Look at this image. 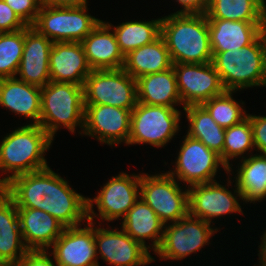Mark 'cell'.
Returning a JSON list of instances; mask_svg holds the SVG:
<instances>
[{
  "label": "cell",
  "instance_id": "cell-7",
  "mask_svg": "<svg viewBox=\"0 0 266 266\" xmlns=\"http://www.w3.org/2000/svg\"><path fill=\"white\" fill-rule=\"evenodd\" d=\"M87 14V6L51 7L43 5L32 25L54 42H81L100 22Z\"/></svg>",
  "mask_w": 266,
  "mask_h": 266
},
{
  "label": "cell",
  "instance_id": "cell-16",
  "mask_svg": "<svg viewBox=\"0 0 266 266\" xmlns=\"http://www.w3.org/2000/svg\"><path fill=\"white\" fill-rule=\"evenodd\" d=\"M85 228H64L53 243V258L59 266H99L94 239V223L88 221Z\"/></svg>",
  "mask_w": 266,
  "mask_h": 266
},
{
  "label": "cell",
  "instance_id": "cell-27",
  "mask_svg": "<svg viewBox=\"0 0 266 266\" xmlns=\"http://www.w3.org/2000/svg\"><path fill=\"white\" fill-rule=\"evenodd\" d=\"M173 67L163 37L139 47L124 56L123 70L137 79L147 74L160 73Z\"/></svg>",
  "mask_w": 266,
  "mask_h": 266
},
{
  "label": "cell",
  "instance_id": "cell-41",
  "mask_svg": "<svg viewBox=\"0 0 266 266\" xmlns=\"http://www.w3.org/2000/svg\"><path fill=\"white\" fill-rule=\"evenodd\" d=\"M262 242L259 245L260 250L258 251L259 253V258H260V266H266V231L264 232V234L261 237Z\"/></svg>",
  "mask_w": 266,
  "mask_h": 266
},
{
  "label": "cell",
  "instance_id": "cell-5",
  "mask_svg": "<svg viewBox=\"0 0 266 266\" xmlns=\"http://www.w3.org/2000/svg\"><path fill=\"white\" fill-rule=\"evenodd\" d=\"M84 113L82 85L50 81L41 88L39 125L53 140L61 125L72 133L77 125L83 129Z\"/></svg>",
  "mask_w": 266,
  "mask_h": 266
},
{
  "label": "cell",
  "instance_id": "cell-6",
  "mask_svg": "<svg viewBox=\"0 0 266 266\" xmlns=\"http://www.w3.org/2000/svg\"><path fill=\"white\" fill-rule=\"evenodd\" d=\"M84 105H109L132 111L137 103V82L121 69L92 70L83 84Z\"/></svg>",
  "mask_w": 266,
  "mask_h": 266
},
{
  "label": "cell",
  "instance_id": "cell-3",
  "mask_svg": "<svg viewBox=\"0 0 266 266\" xmlns=\"http://www.w3.org/2000/svg\"><path fill=\"white\" fill-rule=\"evenodd\" d=\"M52 141L40 125L27 124L7 134L0 144V170L12 174L0 179V188L18 175L49 167L43 155Z\"/></svg>",
  "mask_w": 266,
  "mask_h": 266
},
{
  "label": "cell",
  "instance_id": "cell-32",
  "mask_svg": "<svg viewBox=\"0 0 266 266\" xmlns=\"http://www.w3.org/2000/svg\"><path fill=\"white\" fill-rule=\"evenodd\" d=\"M232 93L235 91H225L201 104L215 122L223 128L237 125L247 118L246 111L232 98Z\"/></svg>",
  "mask_w": 266,
  "mask_h": 266
},
{
  "label": "cell",
  "instance_id": "cell-30",
  "mask_svg": "<svg viewBox=\"0 0 266 266\" xmlns=\"http://www.w3.org/2000/svg\"><path fill=\"white\" fill-rule=\"evenodd\" d=\"M264 0H209L207 19L266 23Z\"/></svg>",
  "mask_w": 266,
  "mask_h": 266
},
{
  "label": "cell",
  "instance_id": "cell-15",
  "mask_svg": "<svg viewBox=\"0 0 266 266\" xmlns=\"http://www.w3.org/2000/svg\"><path fill=\"white\" fill-rule=\"evenodd\" d=\"M94 239L101 259L112 266H144L155 261L149 250L123 229L95 227Z\"/></svg>",
  "mask_w": 266,
  "mask_h": 266
},
{
  "label": "cell",
  "instance_id": "cell-19",
  "mask_svg": "<svg viewBox=\"0 0 266 266\" xmlns=\"http://www.w3.org/2000/svg\"><path fill=\"white\" fill-rule=\"evenodd\" d=\"M92 72L81 42H54L49 54L50 80L82 85Z\"/></svg>",
  "mask_w": 266,
  "mask_h": 266
},
{
  "label": "cell",
  "instance_id": "cell-26",
  "mask_svg": "<svg viewBox=\"0 0 266 266\" xmlns=\"http://www.w3.org/2000/svg\"><path fill=\"white\" fill-rule=\"evenodd\" d=\"M136 82L138 102L170 108H175L179 103L182 105L173 67L139 77Z\"/></svg>",
  "mask_w": 266,
  "mask_h": 266
},
{
  "label": "cell",
  "instance_id": "cell-33",
  "mask_svg": "<svg viewBox=\"0 0 266 266\" xmlns=\"http://www.w3.org/2000/svg\"><path fill=\"white\" fill-rule=\"evenodd\" d=\"M23 47L24 29L0 33V79L16 77Z\"/></svg>",
  "mask_w": 266,
  "mask_h": 266
},
{
  "label": "cell",
  "instance_id": "cell-12",
  "mask_svg": "<svg viewBox=\"0 0 266 266\" xmlns=\"http://www.w3.org/2000/svg\"><path fill=\"white\" fill-rule=\"evenodd\" d=\"M175 165V170L168 173L174 178L177 176L178 181L189 184L188 187L216 181L214 177L219 165L229 174V169L221 161L220 155L189 135L185 136Z\"/></svg>",
  "mask_w": 266,
  "mask_h": 266
},
{
  "label": "cell",
  "instance_id": "cell-25",
  "mask_svg": "<svg viewBox=\"0 0 266 266\" xmlns=\"http://www.w3.org/2000/svg\"><path fill=\"white\" fill-rule=\"evenodd\" d=\"M122 229L135 241L140 242L148 250L145 239H152L155 252L163 239L165 224L159 219L154 210L141 198L133 205L123 218Z\"/></svg>",
  "mask_w": 266,
  "mask_h": 266
},
{
  "label": "cell",
  "instance_id": "cell-23",
  "mask_svg": "<svg viewBox=\"0 0 266 266\" xmlns=\"http://www.w3.org/2000/svg\"><path fill=\"white\" fill-rule=\"evenodd\" d=\"M207 20L212 52L241 49L251 44L266 30V23H250L224 19Z\"/></svg>",
  "mask_w": 266,
  "mask_h": 266
},
{
  "label": "cell",
  "instance_id": "cell-37",
  "mask_svg": "<svg viewBox=\"0 0 266 266\" xmlns=\"http://www.w3.org/2000/svg\"><path fill=\"white\" fill-rule=\"evenodd\" d=\"M247 118L252 126L255 150L258 149L260 154L266 155V116L247 114Z\"/></svg>",
  "mask_w": 266,
  "mask_h": 266
},
{
  "label": "cell",
  "instance_id": "cell-1",
  "mask_svg": "<svg viewBox=\"0 0 266 266\" xmlns=\"http://www.w3.org/2000/svg\"><path fill=\"white\" fill-rule=\"evenodd\" d=\"M2 189L17 208H33L49 213L65 228L88 219V197L75 192L50 167L18 175Z\"/></svg>",
  "mask_w": 266,
  "mask_h": 266
},
{
  "label": "cell",
  "instance_id": "cell-4",
  "mask_svg": "<svg viewBox=\"0 0 266 266\" xmlns=\"http://www.w3.org/2000/svg\"><path fill=\"white\" fill-rule=\"evenodd\" d=\"M212 55L226 91L266 86V30L241 49L212 52Z\"/></svg>",
  "mask_w": 266,
  "mask_h": 266
},
{
  "label": "cell",
  "instance_id": "cell-21",
  "mask_svg": "<svg viewBox=\"0 0 266 266\" xmlns=\"http://www.w3.org/2000/svg\"><path fill=\"white\" fill-rule=\"evenodd\" d=\"M17 210L22 238L29 250H48L65 228L55 217L42 210Z\"/></svg>",
  "mask_w": 266,
  "mask_h": 266
},
{
  "label": "cell",
  "instance_id": "cell-17",
  "mask_svg": "<svg viewBox=\"0 0 266 266\" xmlns=\"http://www.w3.org/2000/svg\"><path fill=\"white\" fill-rule=\"evenodd\" d=\"M236 197L217 181L192 185L188 187L189 214L211 224L214 217L243 213Z\"/></svg>",
  "mask_w": 266,
  "mask_h": 266
},
{
  "label": "cell",
  "instance_id": "cell-40",
  "mask_svg": "<svg viewBox=\"0 0 266 266\" xmlns=\"http://www.w3.org/2000/svg\"><path fill=\"white\" fill-rule=\"evenodd\" d=\"M42 4L51 7H80L87 5V0H42Z\"/></svg>",
  "mask_w": 266,
  "mask_h": 266
},
{
  "label": "cell",
  "instance_id": "cell-2",
  "mask_svg": "<svg viewBox=\"0 0 266 266\" xmlns=\"http://www.w3.org/2000/svg\"><path fill=\"white\" fill-rule=\"evenodd\" d=\"M161 19V36L173 64L212 62L206 14L173 13Z\"/></svg>",
  "mask_w": 266,
  "mask_h": 266
},
{
  "label": "cell",
  "instance_id": "cell-31",
  "mask_svg": "<svg viewBox=\"0 0 266 266\" xmlns=\"http://www.w3.org/2000/svg\"><path fill=\"white\" fill-rule=\"evenodd\" d=\"M161 20L159 18L147 22L136 20L123 22L114 28L106 23L114 32L121 53L126 56L129 52L152 43L161 35Z\"/></svg>",
  "mask_w": 266,
  "mask_h": 266
},
{
  "label": "cell",
  "instance_id": "cell-20",
  "mask_svg": "<svg viewBox=\"0 0 266 266\" xmlns=\"http://www.w3.org/2000/svg\"><path fill=\"white\" fill-rule=\"evenodd\" d=\"M28 251L22 238L17 207L0 188V264L17 266Z\"/></svg>",
  "mask_w": 266,
  "mask_h": 266
},
{
  "label": "cell",
  "instance_id": "cell-18",
  "mask_svg": "<svg viewBox=\"0 0 266 266\" xmlns=\"http://www.w3.org/2000/svg\"><path fill=\"white\" fill-rule=\"evenodd\" d=\"M53 42L34 27L24 28V47L17 71L18 78L28 84L44 87L50 80L49 54Z\"/></svg>",
  "mask_w": 266,
  "mask_h": 266
},
{
  "label": "cell",
  "instance_id": "cell-36",
  "mask_svg": "<svg viewBox=\"0 0 266 266\" xmlns=\"http://www.w3.org/2000/svg\"><path fill=\"white\" fill-rule=\"evenodd\" d=\"M26 27L12 8L4 0H0V33L18 31Z\"/></svg>",
  "mask_w": 266,
  "mask_h": 266
},
{
  "label": "cell",
  "instance_id": "cell-22",
  "mask_svg": "<svg viewBox=\"0 0 266 266\" xmlns=\"http://www.w3.org/2000/svg\"><path fill=\"white\" fill-rule=\"evenodd\" d=\"M104 21L81 41L87 61L92 70L121 69L124 56L121 53L114 32Z\"/></svg>",
  "mask_w": 266,
  "mask_h": 266
},
{
  "label": "cell",
  "instance_id": "cell-10",
  "mask_svg": "<svg viewBox=\"0 0 266 266\" xmlns=\"http://www.w3.org/2000/svg\"><path fill=\"white\" fill-rule=\"evenodd\" d=\"M164 228L163 239L155 255L167 260H180L196 253L205 244L208 245L212 234L218 231L211 228L210 223L189 213Z\"/></svg>",
  "mask_w": 266,
  "mask_h": 266
},
{
  "label": "cell",
  "instance_id": "cell-35",
  "mask_svg": "<svg viewBox=\"0 0 266 266\" xmlns=\"http://www.w3.org/2000/svg\"><path fill=\"white\" fill-rule=\"evenodd\" d=\"M27 25L32 26L42 6V0H4Z\"/></svg>",
  "mask_w": 266,
  "mask_h": 266
},
{
  "label": "cell",
  "instance_id": "cell-39",
  "mask_svg": "<svg viewBox=\"0 0 266 266\" xmlns=\"http://www.w3.org/2000/svg\"><path fill=\"white\" fill-rule=\"evenodd\" d=\"M182 5L181 10L174 13L206 14L209 0H176Z\"/></svg>",
  "mask_w": 266,
  "mask_h": 266
},
{
  "label": "cell",
  "instance_id": "cell-9",
  "mask_svg": "<svg viewBox=\"0 0 266 266\" xmlns=\"http://www.w3.org/2000/svg\"><path fill=\"white\" fill-rule=\"evenodd\" d=\"M140 198L148 204L165 224L177 222L189 213L188 189L182 191L176 178L168 172L140 175Z\"/></svg>",
  "mask_w": 266,
  "mask_h": 266
},
{
  "label": "cell",
  "instance_id": "cell-24",
  "mask_svg": "<svg viewBox=\"0 0 266 266\" xmlns=\"http://www.w3.org/2000/svg\"><path fill=\"white\" fill-rule=\"evenodd\" d=\"M0 106L33 120L39 125L41 114V87L9 77L0 79Z\"/></svg>",
  "mask_w": 266,
  "mask_h": 266
},
{
  "label": "cell",
  "instance_id": "cell-29",
  "mask_svg": "<svg viewBox=\"0 0 266 266\" xmlns=\"http://www.w3.org/2000/svg\"><path fill=\"white\" fill-rule=\"evenodd\" d=\"M183 110L190 124L187 135L215 151L223 162L225 128L219 126L202 105H188Z\"/></svg>",
  "mask_w": 266,
  "mask_h": 266
},
{
  "label": "cell",
  "instance_id": "cell-34",
  "mask_svg": "<svg viewBox=\"0 0 266 266\" xmlns=\"http://www.w3.org/2000/svg\"><path fill=\"white\" fill-rule=\"evenodd\" d=\"M255 148L253 142V131L250 120L244 119L241 123L225 128V142L223 147V163L231 171L229 159L237 158L246 151Z\"/></svg>",
  "mask_w": 266,
  "mask_h": 266
},
{
  "label": "cell",
  "instance_id": "cell-14",
  "mask_svg": "<svg viewBox=\"0 0 266 266\" xmlns=\"http://www.w3.org/2000/svg\"><path fill=\"white\" fill-rule=\"evenodd\" d=\"M83 134L108 145H128L131 111L109 105H84Z\"/></svg>",
  "mask_w": 266,
  "mask_h": 266
},
{
  "label": "cell",
  "instance_id": "cell-11",
  "mask_svg": "<svg viewBox=\"0 0 266 266\" xmlns=\"http://www.w3.org/2000/svg\"><path fill=\"white\" fill-rule=\"evenodd\" d=\"M133 175V176H132ZM120 173L113 176L101 189L94 199L88 198V219L93 222L94 216L100 215L105 221H113L124 218L127 212L140 198V175ZM93 202L98 208L99 214L93 210Z\"/></svg>",
  "mask_w": 266,
  "mask_h": 266
},
{
  "label": "cell",
  "instance_id": "cell-13",
  "mask_svg": "<svg viewBox=\"0 0 266 266\" xmlns=\"http://www.w3.org/2000/svg\"><path fill=\"white\" fill-rule=\"evenodd\" d=\"M177 89L183 108L188 105H201L226 90L212 62L205 64H173Z\"/></svg>",
  "mask_w": 266,
  "mask_h": 266
},
{
  "label": "cell",
  "instance_id": "cell-28",
  "mask_svg": "<svg viewBox=\"0 0 266 266\" xmlns=\"http://www.w3.org/2000/svg\"><path fill=\"white\" fill-rule=\"evenodd\" d=\"M241 163L236 173L234 194L245 202L263 200L266 198V155L244 157Z\"/></svg>",
  "mask_w": 266,
  "mask_h": 266
},
{
  "label": "cell",
  "instance_id": "cell-38",
  "mask_svg": "<svg viewBox=\"0 0 266 266\" xmlns=\"http://www.w3.org/2000/svg\"><path fill=\"white\" fill-rule=\"evenodd\" d=\"M47 250H29L19 261L17 266H59L55 259L54 262L48 256Z\"/></svg>",
  "mask_w": 266,
  "mask_h": 266
},
{
  "label": "cell",
  "instance_id": "cell-8",
  "mask_svg": "<svg viewBox=\"0 0 266 266\" xmlns=\"http://www.w3.org/2000/svg\"><path fill=\"white\" fill-rule=\"evenodd\" d=\"M180 113L176 108L138 102L131 111L128 145L163 147L179 130Z\"/></svg>",
  "mask_w": 266,
  "mask_h": 266
}]
</instances>
